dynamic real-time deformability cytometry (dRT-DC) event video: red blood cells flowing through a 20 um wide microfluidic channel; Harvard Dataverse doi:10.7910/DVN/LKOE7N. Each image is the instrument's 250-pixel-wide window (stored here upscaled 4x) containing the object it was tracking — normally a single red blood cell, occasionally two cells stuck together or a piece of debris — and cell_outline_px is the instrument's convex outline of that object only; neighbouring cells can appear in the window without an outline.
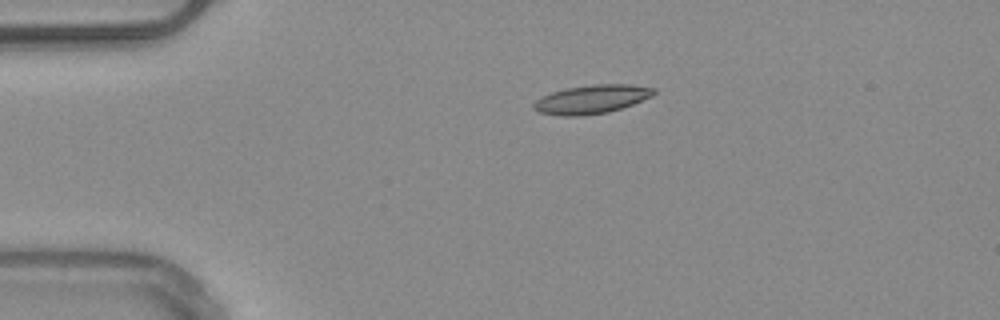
{"species": "common noctule bat (a hibernating species)", "species_latin": "Nyctalus noctula", "temperature_condition": "warm", "stored_images_in_passage": 3, "camera_frame_rate_fps": 3000, "um_per_image_px": 0.085, "animal": {"sex": "male", "body_mass_g": 20.4}, "frame": {"image": 1, "passage_image": 2, "time_ms": 1.333, "image_size_px": [1000, 320], "cell_outline_px": [[656, 92], [652, 96], [632, 104], [608, 112], [580, 116], [564, 116], [540, 112], [532, 108], [532, 104], [536, 100], [552, 92], [564, 88], [592, 84], [632, 84], [656, 88]], "centroid_in_image_um": [50.3, 8.42], "position_along_channel_um": 34.7, "area_um2": 20.06}}